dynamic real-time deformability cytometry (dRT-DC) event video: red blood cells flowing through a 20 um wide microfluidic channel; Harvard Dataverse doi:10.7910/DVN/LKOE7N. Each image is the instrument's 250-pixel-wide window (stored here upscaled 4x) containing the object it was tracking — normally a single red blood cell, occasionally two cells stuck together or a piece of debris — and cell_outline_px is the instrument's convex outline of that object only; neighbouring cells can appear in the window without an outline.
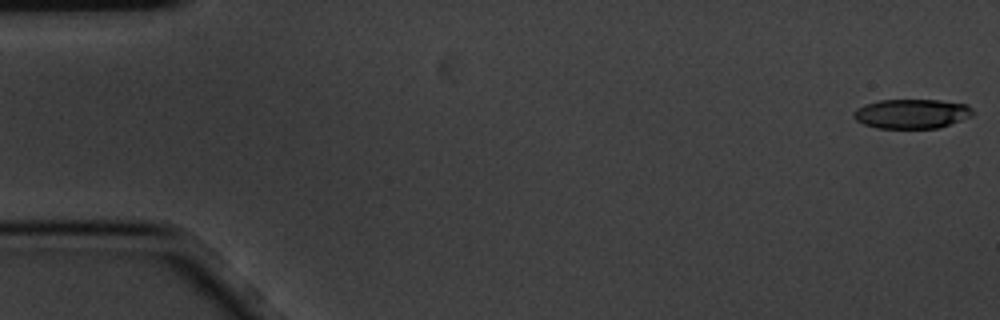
{"species": "common noctule bat (a hibernating species)", "species_latin": "Nyctalus noctula", "temperature_condition": "cold", "stored_images_in_passage": 5, "camera_frame_rate_fps": 3000, "um_per_image_px": 0.085, "animal": {"sex": "male", "body_mass_g": 20.1, "forearm_length_mm": 53.5}, "frame": {"image": 1, "passage_image": 1, "time_ms": 0.0, "image_size_px": [1000, 320], "cell_outline_px": [[972, 116], [940, 128], [876, 128], [864, 124], [856, 120], [852, 116], [852, 112], [856, 108], [864, 104], [880, 100], [940, 100], [968, 104], [972, 108]], "centroid_in_image_um": [77.48, 9.66], "position_along_channel_um": 7.5, "area_um2": 20.63}}
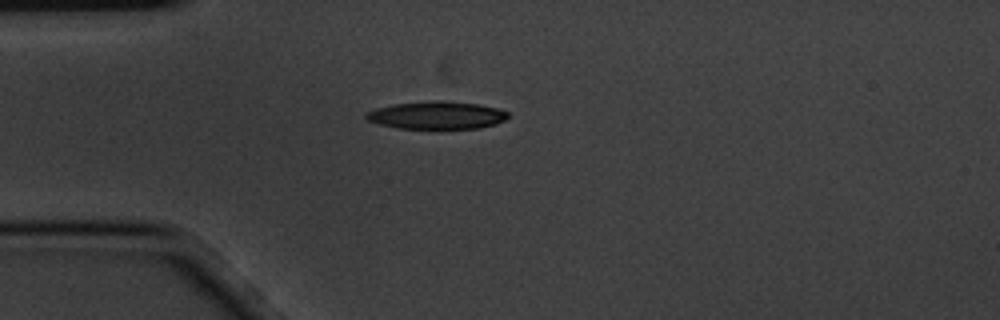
{"frame": {"image": 2, "passage_image": 5, "time_ms": 1.333, "image_size_px": [1000, 320], "cell_outline_px": [[508, 116], [504, 120], [496, 124], [476, 128], [396, 128], [380, 124], [368, 120], [364, 116], [364, 112], [376, 108], [392, 104], [432, 100], [444, 100], [480, 104], [496, 108], [508, 112]], "centroid_in_image_um": [37.09, 9.78], "position_along_channel_um": 47.9, "area_um2": 22.95}}